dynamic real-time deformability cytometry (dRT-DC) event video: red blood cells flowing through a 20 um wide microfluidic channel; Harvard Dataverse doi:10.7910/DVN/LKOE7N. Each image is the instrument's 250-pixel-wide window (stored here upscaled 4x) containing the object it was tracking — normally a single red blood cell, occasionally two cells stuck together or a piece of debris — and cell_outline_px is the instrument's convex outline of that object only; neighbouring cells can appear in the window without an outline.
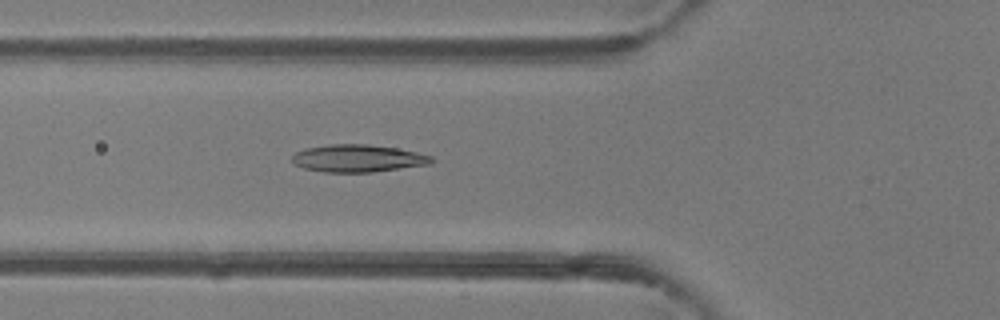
{"species": "common noctule bat (a hibernating species)", "species_latin": "Nyctalus noctula", "temperature_condition": "room temperature", "stored_images_in_passage": 47, "camera_frame_rate_fps": 3000, "um_per_image_px": 0.085, "animal": {"sex": "female"}, "frame": {"image": 1, "passage_image": 17, "time_ms": 5.333, "image_size_px": [1000, 320], "cell_outline_px": [[432, 164], [372, 172], [324, 172], [304, 168], [292, 164], [292, 156], [296, 152], [304, 148], [328, 144], [368, 144], [396, 148], [416, 152], [432, 156]], "centroid_in_image_um": [30.39, 13.46], "position_along_channel_um": 95.4, "area_um2": 22.37}}
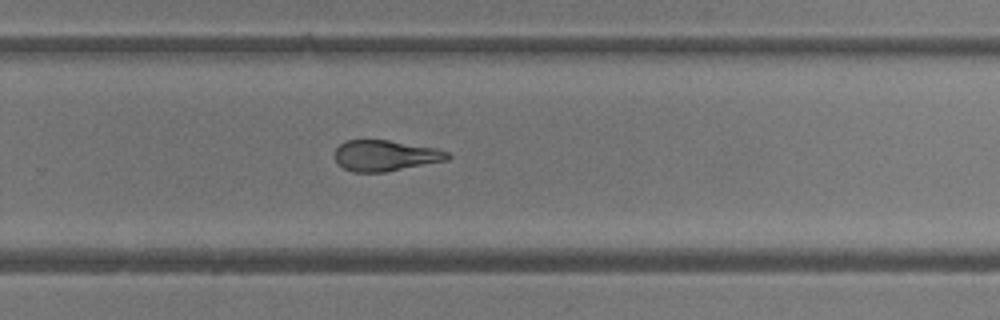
{"frame": {"image": 2, "passage_image": 31, "time_ms": 10.0, "image_size_px": [1000, 320], "cell_outline_px": [[452, 156], [448, 160], [384, 172], [352, 172], [336, 164], [336, 148], [344, 140], [388, 140], [436, 148], [448, 152]], "centroid_in_image_um": [32.75, 13.22], "position_along_channel_um": 297.1, "area_um2": 20.29}}
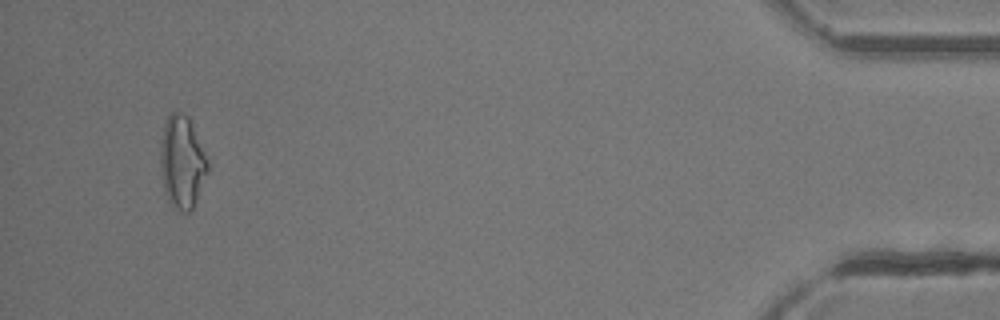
{"frame": {"image": 3, "passage_image": 45, "time_ms": 14.667, "image_size_px": [1000, 320], "cell_outline_px": [[208, 172], [192, 208], [188, 212], [180, 212], [168, 200], [164, 188], [160, 168], [160, 144], [164, 124], [168, 116], [172, 112], [180, 112], [188, 116], [208, 160]], "centroid_in_image_um": [15.46, 13.76], "position_along_channel_um": 419.7, "area_um2": 25.26}, "authors_computed_cell_mechanics": {"area_um2": 21.9062, "velocity_mm_per_s": 4.3182, "shape_relaxation_time_tau1_ms": 4.1054, "shape_relaxation_time_tau2_ms": 2.0905, "deformation_change_tau1": 0.1418, "deformation_change_tau2": 0.1038}}